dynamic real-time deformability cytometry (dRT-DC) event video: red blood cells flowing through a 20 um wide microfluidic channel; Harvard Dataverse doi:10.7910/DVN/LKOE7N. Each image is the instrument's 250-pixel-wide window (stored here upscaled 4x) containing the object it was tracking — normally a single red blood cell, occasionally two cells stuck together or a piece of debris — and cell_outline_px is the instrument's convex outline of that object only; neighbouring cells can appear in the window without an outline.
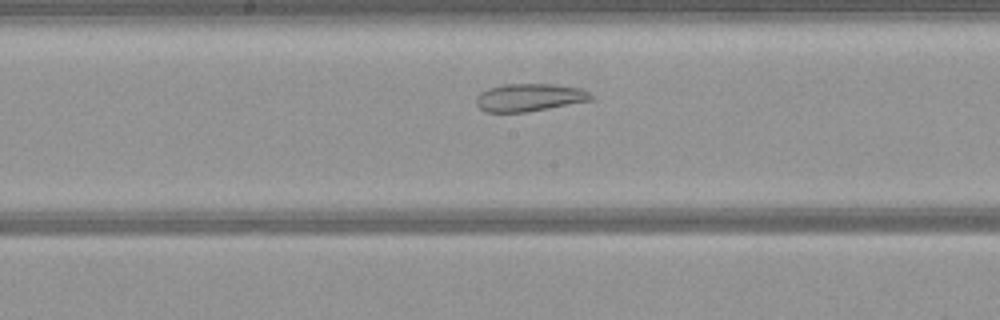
{"species": "common noctule bat (a hibernating species)", "species_latin": "Nyctalus noctula", "temperature_condition": "warm", "stored_images_in_passage": 31, "camera_frame_rate_fps": 3000, "um_per_image_px": 0.085, "animal": {"sex": "female", "body_mass_g": 21.9}, "frame": {"image": 1, "passage_image": 12, "time_ms": 3.667, "image_size_px": [1000, 320], "cell_outline_px": [[592, 100], [524, 112], [484, 112], [476, 104], [476, 96], [480, 92], [488, 88], [504, 84], [552, 84], [580, 88], [588, 92], [592, 96]], "centroid_in_image_um": [44.94, 8.28], "position_along_channel_um": 203.3, "area_um2": 18.38}}
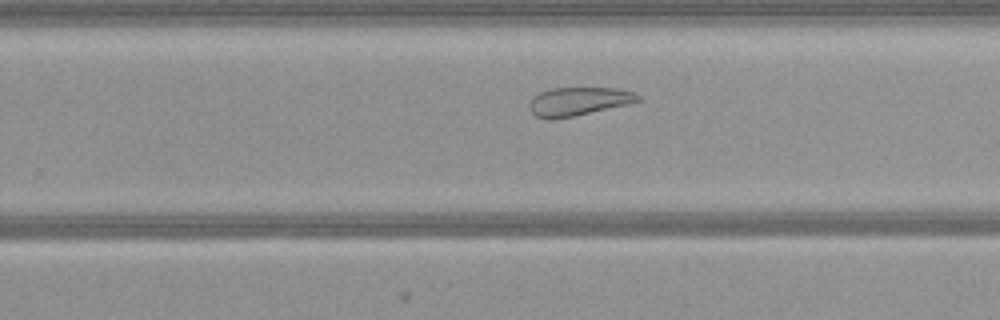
{"frame": {"image": 2, "passage_image": 18, "time_ms": 5.667, "image_size_px": [1000, 320], "cell_outline_px": [[644, 100], [628, 104], [572, 116], [552, 120], [548, 120], [536, 116], [532, 112], [528, 104], [540, 92], [552, 88], [616, 88], [636, 92]], "centroid_in_image_um": [49.21, 8.61], "position_along_channel_um": 280.6, "area_um2": 17.92}}
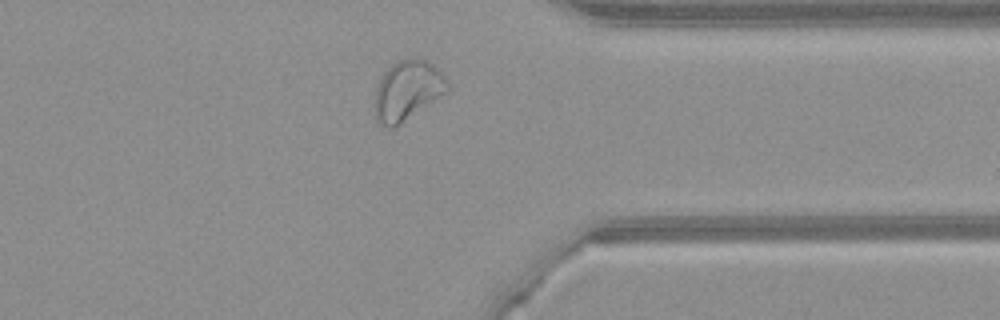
{"frame": {"image": 3, "passage_image": 26, "time_ms": 8.333, "image_size_px": [1000, 320], "cell_outline_px": [[448, 92], [396, 128], [388, 128], [380, 124], [376, 120], [376, 88], [384, 72], [392, 64], [408, 56], [428, 60], [448, 80]], "centroid_in_image_um": [34.66, 7.7], "position_along_channel_um": 376.7, "area_um2": 25.55}}